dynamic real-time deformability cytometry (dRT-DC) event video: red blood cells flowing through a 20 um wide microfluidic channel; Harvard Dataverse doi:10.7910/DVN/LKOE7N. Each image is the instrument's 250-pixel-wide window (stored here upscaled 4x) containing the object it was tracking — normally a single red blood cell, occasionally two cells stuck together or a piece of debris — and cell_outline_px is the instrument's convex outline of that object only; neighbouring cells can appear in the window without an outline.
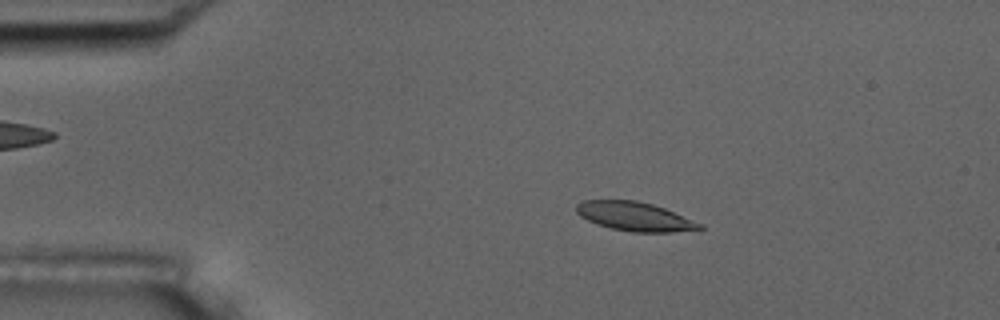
{"species": "common noctule bat (a hibernating species)", "species_latin": "Nyctalus noctula", "temperature_condition": "room temperature", "stored_images_in_passage": 9, "camera_frame_rate_fps": 3000, "um_per_image_px": 0.085, "animal": {"sex": "male", "body_mass_g": 17.5, "forearm_length_mm": 52.3}, "frame": {"image": 1, "passage_image": 3, "time_ms": 2.0, "image_size_px": [1000, 320], "cell_outline_px": [[704, 228], [672, 232], [632, 232], [612, 228], [596, 224], [580, 216], [576, 212], [576, 204], [584, 200], [636, 200], [652, 204], [664, 208], [704, 224]], "centroid_in_image_um": [53.95, 18.4], "position_along_channel_um": 31.1, "area_um2": 20.75}}
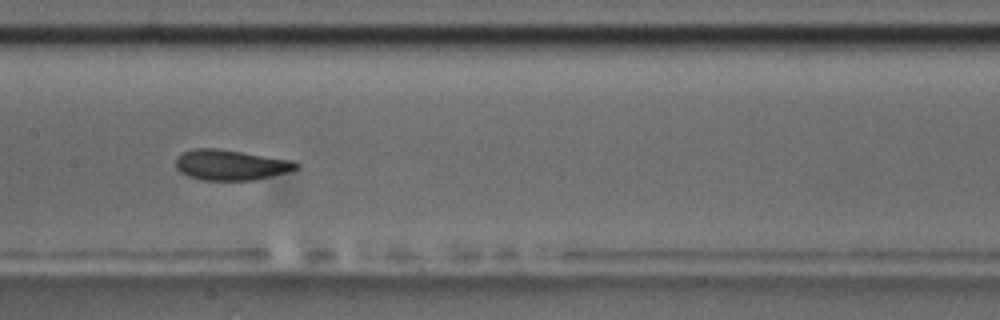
{"frame": {"image": 2, "passage_image": 8, "time_ms": 7.667, "image_size_px": [1000, 320], "cell_outline_px": [[300, 168], [288, 172], [252, 180], [200, 180], [188, 176], [180, 172], [176, 168], [176, 156], [192, 148], [216, 148], [292, 160], [300, 164]], "centroid_in_image_um": [19.6, 14.02], "position_along_channel_um": 187.8, "area_um2": 21.39}}